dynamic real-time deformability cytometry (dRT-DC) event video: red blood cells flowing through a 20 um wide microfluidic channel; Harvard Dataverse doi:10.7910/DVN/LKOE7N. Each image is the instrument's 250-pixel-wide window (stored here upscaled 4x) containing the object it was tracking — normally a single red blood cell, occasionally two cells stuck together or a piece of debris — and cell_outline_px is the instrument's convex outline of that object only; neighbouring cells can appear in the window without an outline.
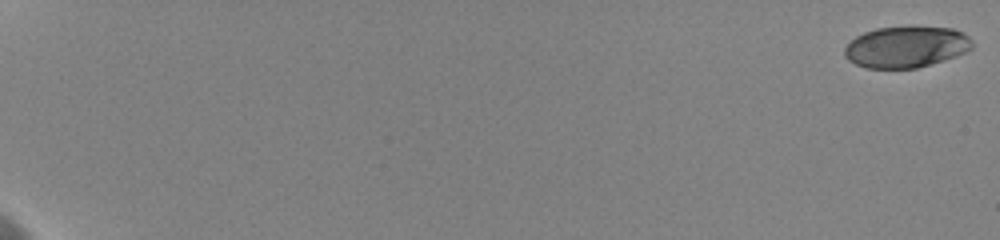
{"species": "human", "species_latin": "Homo sapiens", "temperature_condition": "cold", "stored_images_in_passage": 24, "camera_frame_rate_fps": 3000, "um_per_image_px": 0.085, "donor": {"sex": "female"}, "frame": {"image": 1, "passage_image": 1, "time_ms": 0.0, "image_size_px": [1000, 240], "cell_outline_px": [[972, 48], [956, 56], [916, 68], [864, 68], [848, 60], [844, 56], [844, 48], [856, 36], [864, 32], [876, 28], [952, 28], [968, 36], [972, 40]], "centroid_in_image_um": [76.98, 4.01], "position_along_channel_um": 8.0, "area_um2": 30.17}}
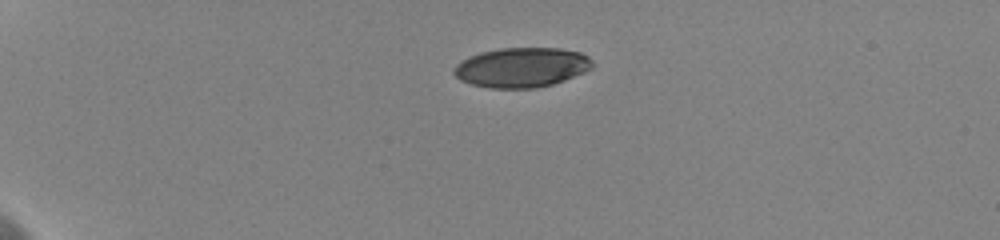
{"frame": {"image": 2, "passage_image": 12, "time_ms": 5.333, "image_size_px": [1000, 240], "cell_outline_px": [[592, 68], [584, 72], [564, 80], [552, 84], [536, 88], [488, 88], [472, 84], [460, 80], [452, 72], [452, 68], [460, 60], [468, 56], [480, 52], [500, 48], [560, 48], [580, 52], [588, 56], [592, 60]], "centroid_in_image_um": [44.3, 5.72], "position_along_channel_um": 40.7, "area_um2": 32.25}}